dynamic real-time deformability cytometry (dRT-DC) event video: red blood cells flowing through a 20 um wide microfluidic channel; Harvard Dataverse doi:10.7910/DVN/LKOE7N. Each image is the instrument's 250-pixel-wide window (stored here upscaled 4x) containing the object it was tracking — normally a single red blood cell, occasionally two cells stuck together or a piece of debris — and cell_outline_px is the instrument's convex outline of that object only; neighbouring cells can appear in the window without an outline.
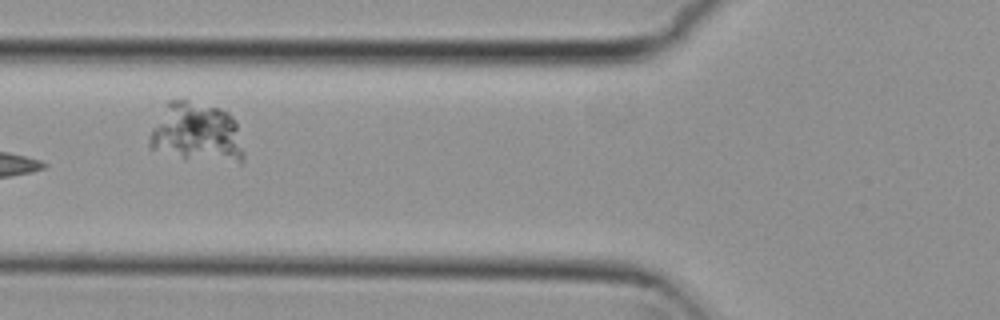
{"species": "common noctule bat (a hibernating species)", "species_latin": "Nyctalus noctula", "temperature_condition": "cold", "stored_images_in_passage": 3, "camera_frame_rate_fps": 3000, "um_per_image_px": 0.085, "animal": {"sex": "female", "body_mass_g": 29.2, "forearm_length_mm": 56.3}, "frame": {"image": 1, "passage_image": 2, "time_ms": 0.333, "image_size_px": [1000, 320], "cell_outline_px": [[244, 164], [240, 164], [184, 160], [148, 148], [148, 136], [152, 128], [168, 100], [188, 100], [220, 108], [228, 112], [232, 116], [236, 124], [244, 152]], "centroid_in_image_um": [16.72, 11.35], "position_along_channel_um": 109.1, "area_um2": 33.76}}
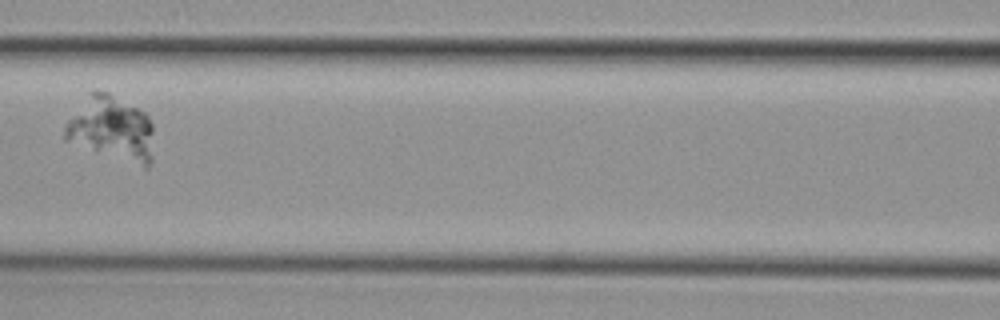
{"frame": {"image": 2, "passage_image": 3, "time_ms": 0.667, "image_size_px": [1000, 320], "cell_outline_px": [[152, 160], [148, 168], [144, 168], [64, 140], [64, 124], [92, 92], [96, 88], [108, 92], [144, 112], [148, 116], [152, 124]], "centroid_in_image_um": [9.5, 10.95], "position_along_channel_um": 157.1, "area_um2": 33.06}}